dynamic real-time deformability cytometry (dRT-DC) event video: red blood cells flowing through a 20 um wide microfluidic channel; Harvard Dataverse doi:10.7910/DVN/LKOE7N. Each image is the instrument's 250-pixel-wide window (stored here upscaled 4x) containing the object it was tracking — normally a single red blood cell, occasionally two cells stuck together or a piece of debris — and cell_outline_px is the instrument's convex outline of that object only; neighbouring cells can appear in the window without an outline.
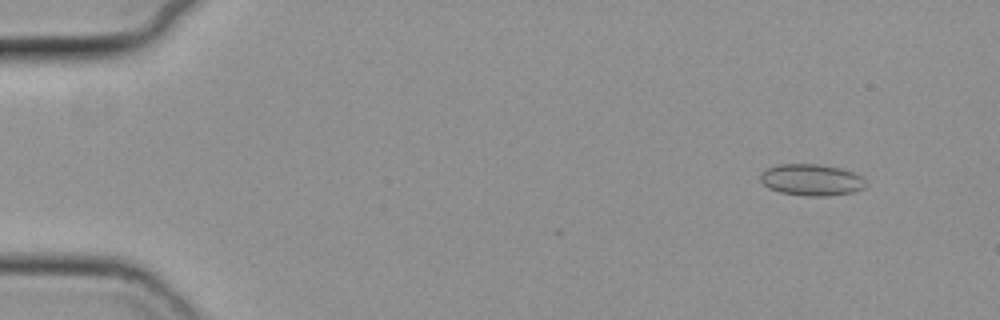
{"species": "common noctule bat (a hibernating species)", "species_latin": "Nyctalus noctula", "temperature_condition": "cold", "stored_images_in_passage": 58, "camera_frame_rate_fps": 3000, "um_per_image_px": 0.085, "animal": {"sex": "female", "body_mass_g": 19.3, "forearm_length_mm": 54.1}, "frame": {"image": 1, "passage_image": 6, "time_ms": 1.667, "image_size_px": [1000, 320], "cell_outline_px": [[868, 184], [864, 188], [852, 192], [828, 196], [804, 196], [780, 192], [768, 188], [760, 180], [760, 172], [768, 168], [780, 164], [820, 164], [840, 168], [852, 172], [860, 176]], "centroid_in_image_um": [68.96, 15.29], "position_along_channel_um": 16.0, "area_um2": 19.42}}
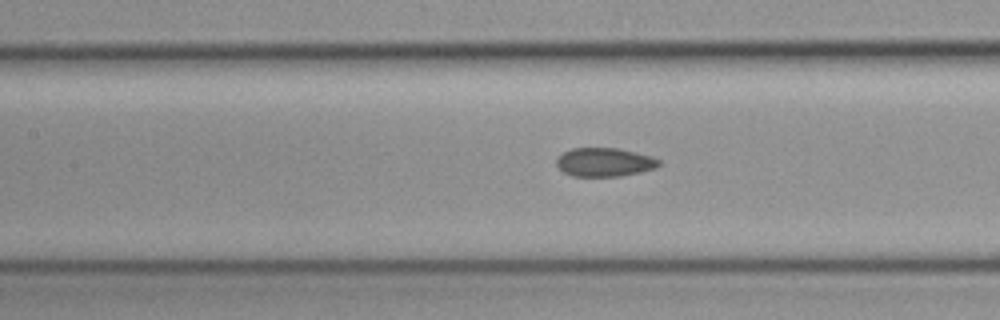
{"frame": {"image": 2, "passage_image": 27, "time_ms": 8.667, "image_size_px": [1000, 320], "cell_outline_px": [[660, 164], [656, 168], [640, 172], [620, 176], [572, 176], [564, 172], [556, 164], [556, 160], [564, 152], [572, 148], [620, 148], [652, 156], [660, 160]], "centroid_in_image_um": [51.41, 13.78], "position_along_channel_um": 156.0, "area_um2": 17.11}}
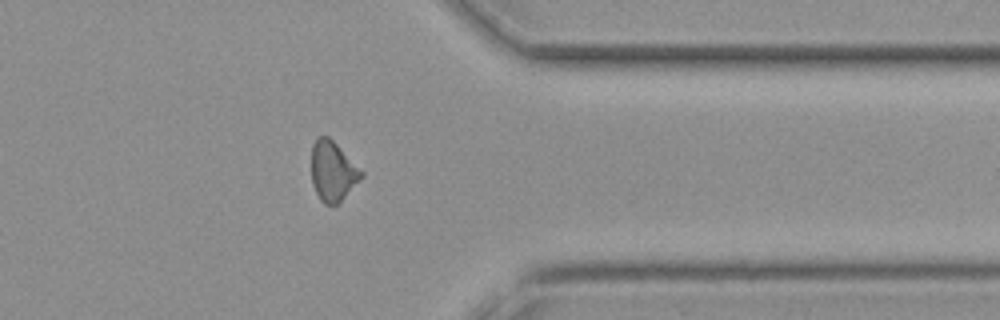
{"frame": {"image": 3, "passage_image": 46, "time_ms": 15.0, "image_size_px": [1000, 320], "cell_outline_px": [[364, 176], [336, 204], [324, 204], [320, 200], [312, 184], [312, 144], [320, 136], [328, 136], [364, 172]], "centroid_in_image_um": [28.28, 14.55], "position_along_channel_um": 383.1, "area_um2": 17.05}, "authors_computed_cell_mechanics": {"area_um2": 17.4556, "velocity_mm_per_s": 3.7369, "shape_relaxation_time_tau1_ms": null, "shape_relaxation_time_tau2_ms": 3.5794, "deformation_change_tau1": null, "deformation_change_tau2": 0.0849}}